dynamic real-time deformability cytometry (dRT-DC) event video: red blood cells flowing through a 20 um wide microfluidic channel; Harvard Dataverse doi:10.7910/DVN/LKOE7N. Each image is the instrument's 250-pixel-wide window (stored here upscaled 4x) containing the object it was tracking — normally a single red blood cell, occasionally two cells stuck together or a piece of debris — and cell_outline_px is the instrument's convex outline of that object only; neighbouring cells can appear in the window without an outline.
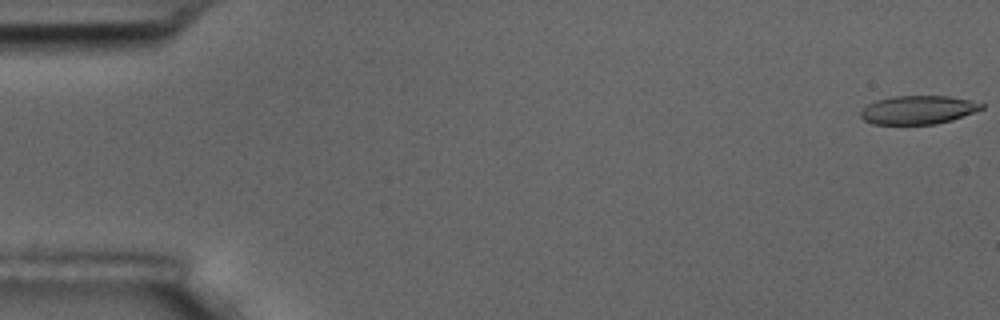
{"species": "common noctule bat (a hibernating species)", "species_latin": "Nyctalus noctula", "temperature_condition": "room temperature", "stored_images_in_passage": 8, "camera_frame_rate_fps": 3000, "um_per_image_px": 0.085, "animal": {"sex": "male", "body_mass_g": 17.5, "forearm_length_mm": 52.3}, "frame": {"image": 1, "passage_image": 1, "time_ms": 0.0, "image_size_px": [1000, 320], "cell_outline_px": [[984, 108], [952, 120], [936, 124], [872, 124], [864, 120], [860, 116], [860, 112], [868, 104], [876, 100], [892, 96], [948, 96], [968, 100], [984, 104]], "centroid_in_image_um": [78.01, 9.34], "position_along_channel_um": 7.0, "area_um2": 20.0}}